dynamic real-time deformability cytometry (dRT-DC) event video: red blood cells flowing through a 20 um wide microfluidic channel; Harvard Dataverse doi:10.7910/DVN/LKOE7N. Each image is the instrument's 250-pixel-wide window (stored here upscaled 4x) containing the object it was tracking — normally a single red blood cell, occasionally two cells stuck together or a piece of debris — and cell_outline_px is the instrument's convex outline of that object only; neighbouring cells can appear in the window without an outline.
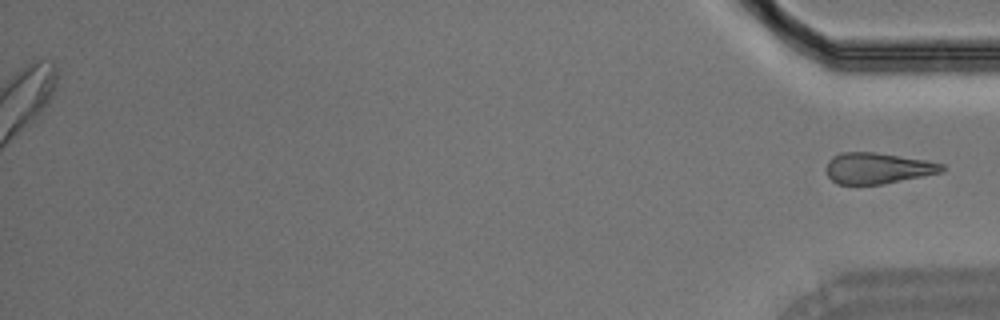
{"species": "Egyptian fruit bat (a non-hibernating species)", "species_latin": "Rousettus aegyptiacus", "temperature_condition": "room temperature", "stored_images_in_passage": 28, "segment_of_instrument_passage": [2, 2], "camera_frame_rate_fps": 3000, "um_per_image_px": 0.085, "animal": {"sex": "male"}, "frame": {"image": 1, "passage_image": 28, "time_ms": 9.0, "image_size_px": [1000, 320], "cell_outline_px": [[948, 168], [944, 172], [884, 184], [836, 184], [828, 176], [824, 168], [828, 160], [832, 156], [844, 152], [876, 152], [928, 160], [944, 164]], "centroid_in_image_um": [74.63, 14.29], "position_along_channel_um": 360.6, "area_um2": 21.33}}